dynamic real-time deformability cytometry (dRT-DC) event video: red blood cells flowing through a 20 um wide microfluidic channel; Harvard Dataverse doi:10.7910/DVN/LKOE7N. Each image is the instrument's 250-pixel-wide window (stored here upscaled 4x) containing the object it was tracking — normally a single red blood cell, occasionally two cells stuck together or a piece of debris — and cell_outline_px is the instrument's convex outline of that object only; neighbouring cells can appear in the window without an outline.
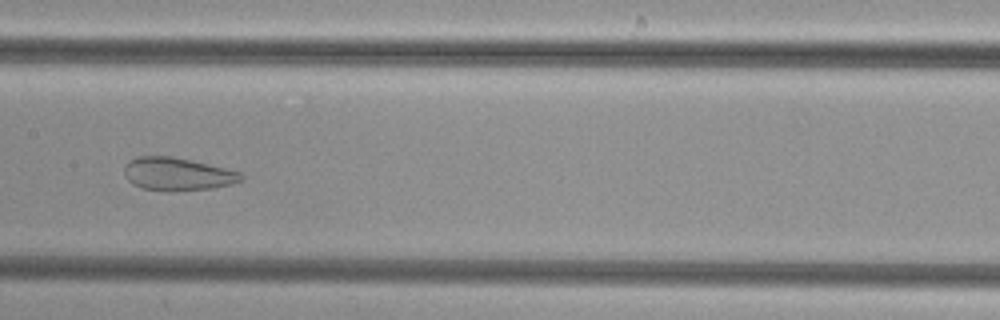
{"species": "common noctule bat (a hibernating species)", "species_latin": "Nyctalus noctula", "temperature_condition": "cold", "stored_images_in_passage": 50, "camera_frame_rate_fps": 3000, "um_per_image_px": 0.085, "animal": {"sex": "female", "body_mass_g": 29.2, "forearm_length_mm": 56.3}, "frame": {"image": 1, "passage_image": 25, "time_ms": 8.0, "image_size_px": [1000, 320], "cell_outline_px": [[244, 180], [232, 184], [212, 188], [168, 192], [144, 188], [132, 184], [124, 176], [124, 168], [132, 160], [140, 156], [172, 156], [192, 160], [240, 172], [244, 176]], "centroid_in_image_um": [15.1, 14.81], "position_along_channel_um": 192.3, "area_um2": 22.43}}
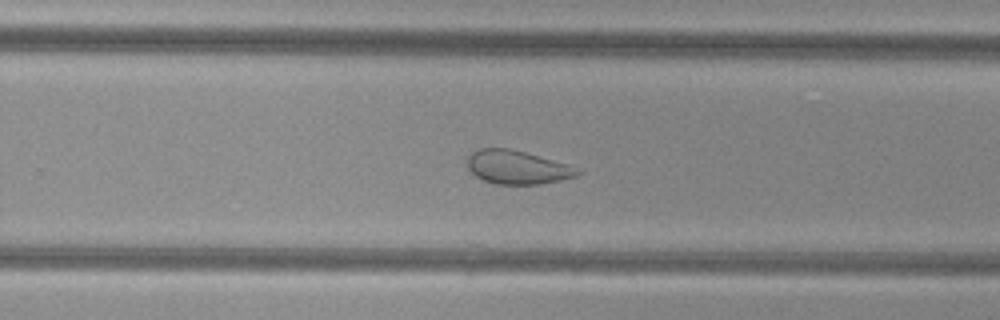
{"frame": {"image": 2, "passage_image": 32, "time_ms": 10.333, "image_size_px": [1000, 320], "cell_outline_px": [[584, 172], [576, 176], [560, 180], [540, 184], [496, 184], [484, 180], [476, 176], [468, 168], [468, 156], [472, 152], [480, 148], [512, 148], [568, 164]], "centroid_in_image_um": [43.98, 14.21], "position_along_channel_um": 285.8, "area_um2": 21.56}}
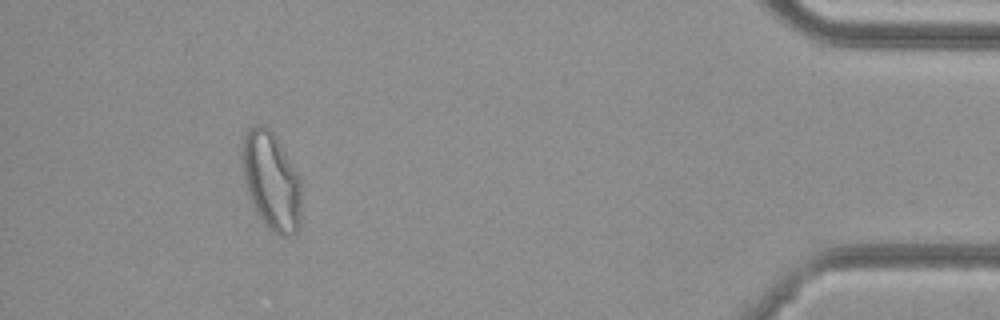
{"frame": {"image": 3, "passage_image": 46, "time_ms": 15.0, "image_size_px": [1000, 320], "cell_outline_px": [[300, 224], [296, 232], [292, 236], [280, 236], [272, 232], [268, 228], [256, 212], [248, 196], [244, 180], [240, 156], [240, 148], [244, 132], [248, 128], [256, 124], [268, 128], [272, 132], [296, 172], [300, 180]], "centroid_in_image_um": [23.01, 15.39], "position_along_channel_um": 412.2, "area_um2": 33.93}}